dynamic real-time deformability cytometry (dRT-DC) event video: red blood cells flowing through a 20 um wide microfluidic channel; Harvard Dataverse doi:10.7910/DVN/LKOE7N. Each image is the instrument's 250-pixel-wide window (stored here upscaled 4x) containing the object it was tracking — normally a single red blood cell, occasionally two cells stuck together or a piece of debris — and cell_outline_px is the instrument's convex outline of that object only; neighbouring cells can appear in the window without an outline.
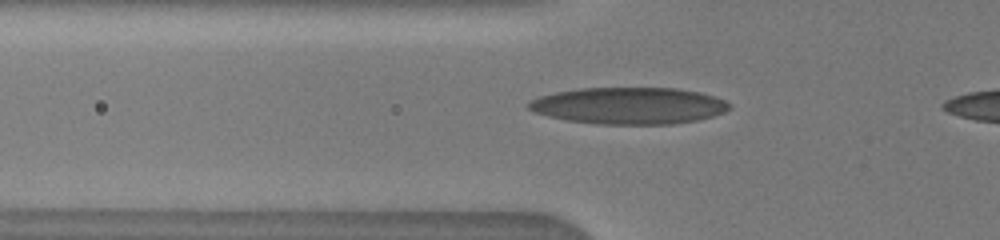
{"species": "human", "species_latin": "Homo sapiens", "temperature_condition": "warm", "stored_images_in_passage": 48, "camera_frame_rate_fps": 3000, "um_per_image_px": 0.085, "donor": {"sex": "male"}, "frame": {"image": 1, "passage_image": 8, "time_ms": 2.0, "image_size_px": [1000, 240], "cell_outline_px": [[732, 108], [724, 112], [712, 116], [696, 120], [676, 124], [600, 124], [568, 120], [548, 116], [536, 112], [528, 108], [524, 104], [540, 96], [556, 92], [580, 88], [676, 88], [700, 92], [724, 100], [732, 104]], "centroid_in_image_um": [53.48, 8.98], "position_along_channel_um": 72.3, "area_um2": 42.95}}
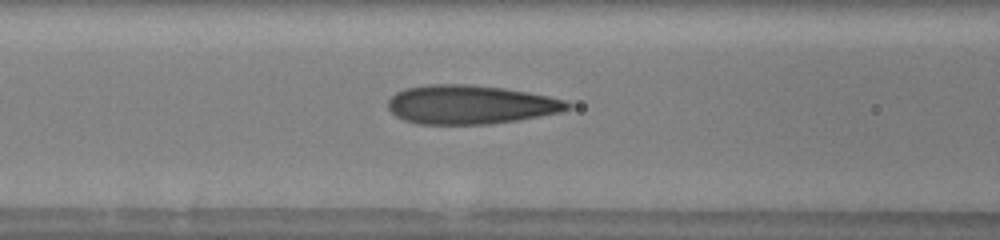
{"frame": {"image": 2, "passage_image": 14, "time_ms": 3.333, "image_size_px": [1000, 240], "cell_outline_px": [[572, 108], [560, 112], [516, 120], [492, 124], [416, 124], [404, 120], [396, 116], [388, 108], [388, 100], [396, 92], [404, 88], [428, 84], [468, 84], [504, 88], [528, 92], [548, 96], [564, 100], [572, 104]], "centroid_in_image_um": [39.96, 8.89], "position_along_channel_um": 126.6, "area_um2": 40.81}}